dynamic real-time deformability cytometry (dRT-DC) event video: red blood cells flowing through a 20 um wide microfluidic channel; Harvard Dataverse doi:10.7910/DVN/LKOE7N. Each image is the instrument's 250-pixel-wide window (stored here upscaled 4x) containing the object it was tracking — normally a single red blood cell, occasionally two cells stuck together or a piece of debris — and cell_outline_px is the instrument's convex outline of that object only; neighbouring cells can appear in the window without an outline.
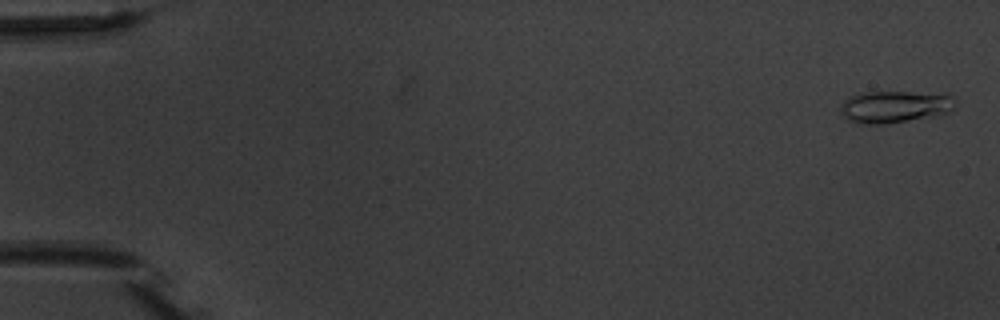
{"species": "common noctule bat (a hibernating species)", "species_latin": "Nyctalus noctula", "temperature_condition": "warm", "stored_images_in_passage": 9, "camera_frame_rate_fps": 3000, "um_per_image_px": 0.085, "animal": {"sex": "male", "body_mass_g": 20.1, "forearm_length_mm": 53.5}, "frame": {"image": 1, "passage_image": 1, "time_ms": 0.0, "image_size_px": [1000, 320], "cell_outline_px": [[956, 104], [948, 112], [940, 116], [884, 124], [856, 124], [848, 120], [840, 112], [840, 104], [848, 96], [860, 92], [948, 92], [956, 100]], "centroid_in_image_um": [76.09, 9.06], "position_along_channel_um": 8.9, "area_um2": 22.25}}
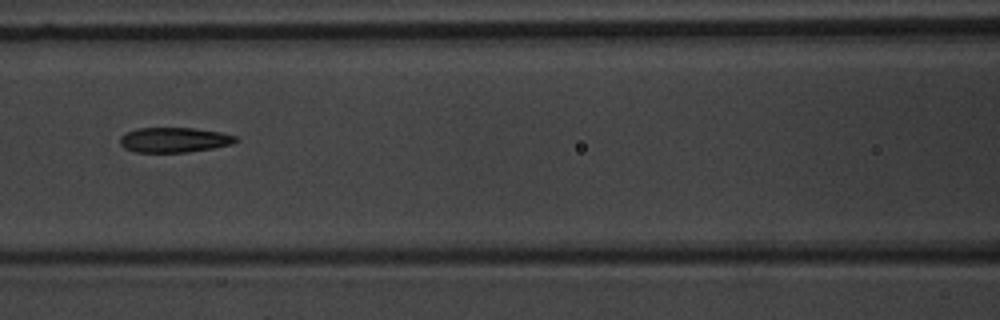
{"frame": {"image": 2, "passage_image": 8, "time_ms": 8.0, "image_size_px": [1000, 320], "cell_outline_px": [[240, 140], [232, 144], [212, 148], [188, 152], [136, 152], [124, 148], [120, 144], [120, 136], [136, 128], [196, 128], [220, 132], [236, 136]], "centroid_in_image_um": [14.82, 11.89], "position_along_channel_um": 151.8, "area_um2": 16.88}}
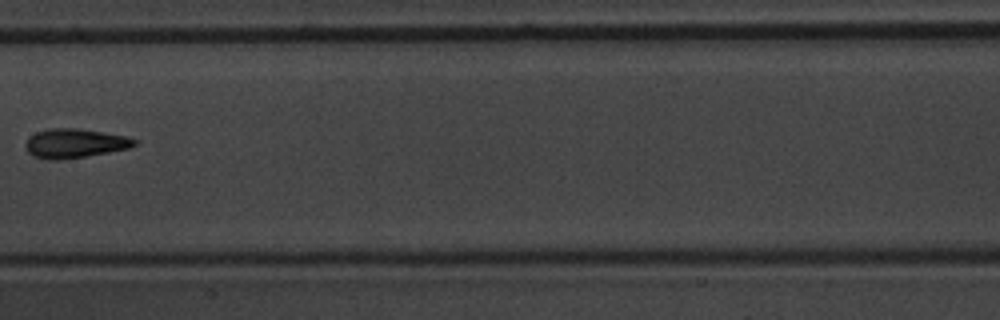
{"frame": {"image": 3, "passage_image": 9, "time_ms": 9.333, "image_size_px": [1000, 320], "cell_outline_px": [[140, 140], [136, 144], [128, 148], [108, 152], [60, 160], [48, 160], [32, 156], [24, 148], [24, 144], [28, 136], [36, 132], [48, 128], [76, 128], [128, 136]], "centroid_in_image_um": [6.31, 12.18], "position_along_channel_um": 201.1, "area_um2": 18.73}}